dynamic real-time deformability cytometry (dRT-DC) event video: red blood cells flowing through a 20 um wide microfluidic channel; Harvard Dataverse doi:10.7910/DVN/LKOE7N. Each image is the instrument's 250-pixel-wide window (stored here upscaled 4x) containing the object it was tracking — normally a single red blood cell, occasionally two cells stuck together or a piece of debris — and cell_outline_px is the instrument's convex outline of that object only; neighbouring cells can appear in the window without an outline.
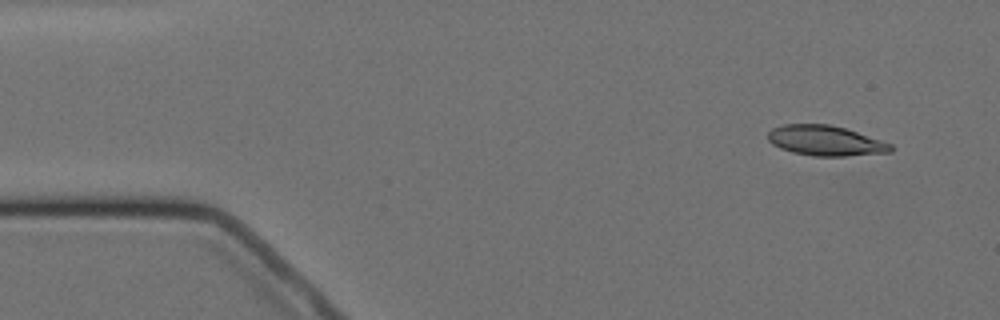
{"species": "Egyptian fruit bat (a non-hibernating species)", "species_latin": "Rousettus aegyptiacus", "temperature_condition": "cold", "stored_images_in_passage": 3, "camera_frame_rate_fps": 3000, "um_per_image_px": 0.085, "animal": {"sex": "female"}, "frame": {"image": 1, "passage_image": 1, "time_ms": 0.0, "image_size_px": [1000, 320], "cell_outline_px": [[892, 152], [844, 156], [812, 156], [792, 152], [780, 148], [772, 144], [768, 140], [768, 132], [772, 128], [784, 124], [828, 124], [844, 128], [892, 144]], "centroid_in_image_um": [70.13, 11.96], "position_along_channel_um": 14.9, "area_um2": 21.44}}